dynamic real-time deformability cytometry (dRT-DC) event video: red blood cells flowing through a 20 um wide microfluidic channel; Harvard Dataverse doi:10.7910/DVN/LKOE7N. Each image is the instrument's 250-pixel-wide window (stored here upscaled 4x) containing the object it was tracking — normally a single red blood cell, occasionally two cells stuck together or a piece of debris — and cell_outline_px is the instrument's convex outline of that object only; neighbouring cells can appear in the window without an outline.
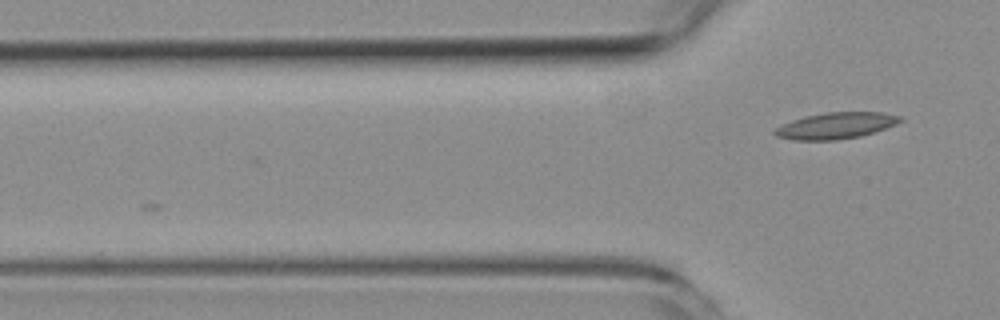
{"species": "common noctule bat (a hibernating species)", "species_latin": "Nyctalus noctula", "temperature_condition": "room temperature", "stored_images_in_passage": 4, "camera_frame_rate_fps": 3000, "um_per_image_px": 0.085, "animal": {"sex": "female", "body_mass_g": 19.3, "forearm_length_mm": 54.1}, "frame": {"image": 1, "passage_image": 4, "time_ms": 3.667, "image_size_px": [1000, 320], "cell_outline_px": [[904, 120], [896, 124], [860, 136], [836, 140], [792, 140], [776, 136], [772, 132], [776, 128], [792, 120], [804, 116], [824, 112], [880, 112], [900, 116]], "centroid_in_image_um": [71.02, 10.67], "position_along_channel_um": 54.8, "area_um2": 19.13}}